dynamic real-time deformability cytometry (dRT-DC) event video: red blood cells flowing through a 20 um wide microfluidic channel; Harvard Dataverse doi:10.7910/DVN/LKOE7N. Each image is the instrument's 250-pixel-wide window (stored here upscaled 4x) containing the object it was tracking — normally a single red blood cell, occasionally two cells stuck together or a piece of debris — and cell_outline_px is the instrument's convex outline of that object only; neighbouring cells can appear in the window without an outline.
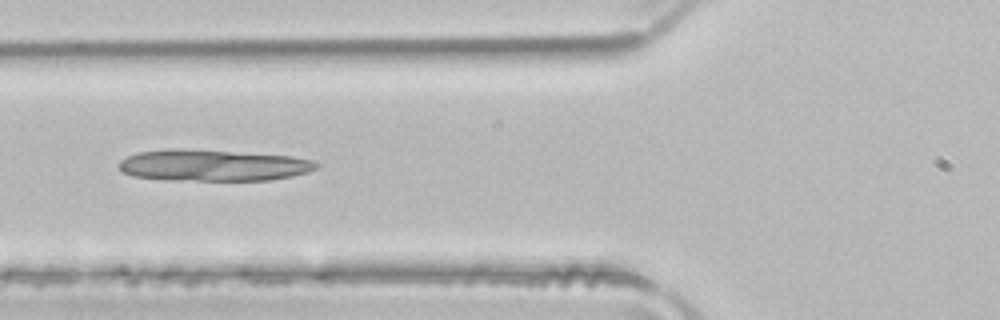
{"species": "common noctule bat (a hibernating species)", "species_latin": "Nyctalus noctula", "temperature_condition": "room temperature", "stored_images_in_passage": 35, "camera_frame_rate_fps": 3000, "um_per_image_px": 0.085, "animal": {"sex": "male", "body_mass_g": 21.5, "forearm_length_mm": 52.0}, "frame": {"image": 1, "passage_image": 4, "time_ms": 1.0, "image_size_px": [1000, 320], "cell_outline_px": [[320, 164], [316, 168], [308, 172], [292, 176], [268, 180], [164, 180], [132, 176], [124, 172], [120, 168], [120, 160], [136, 152], [168, 148], [292, 156], [312, 160]], "centroid_in_image_um": [18.08, 14.06], "position_along_channel_um": 107.7, "area_um2": 35.89}}
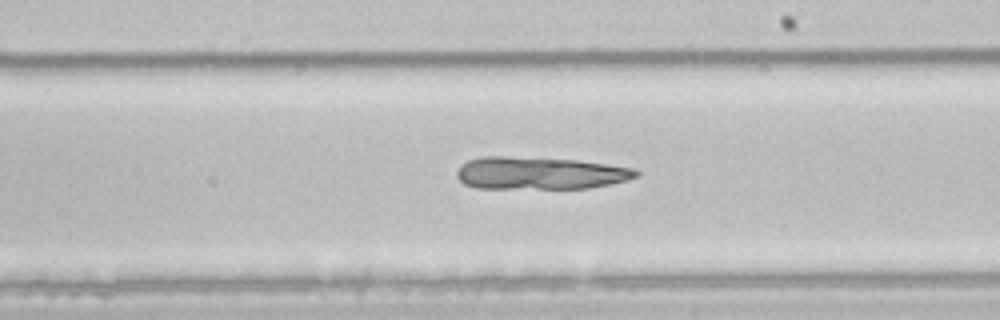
{"frame": {"image": 2, "passage_image": 14, "time_ms": 4.333, "image_size_px": [1000, 320], "cell_outline_px": [[640, 176], [628, 180], [588, 188], [476, 188], [464, 184], [456, 176], [456, 172], [460, 164], [468, 160], [484, 156], [504, 156], [576, 160], [636, 168], [640, 172]], "centroid_in_image_um": [45.88, 14.71], "position_along_channel_um": 243.1, "area_um2": 34.04}}
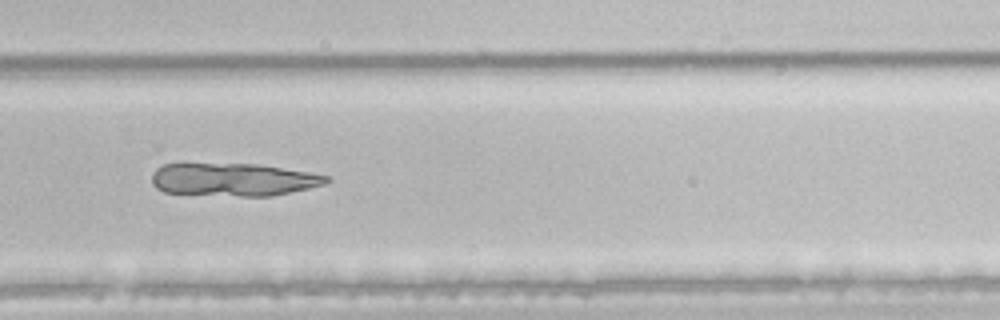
{"frame": {"image": 3, "passage_image": 19, "time_ms": 6.0, "image_size_px": [1000, 320], "cell_outline_px": [[332, 180], [324, 184], [308, 188], [272, 196], [240, 196], [164, 192], [156, 188], [152, 184], [152, 172], [156, 168], [164, 164], [180, 160], [184, 160], [256, 164], [308, 172], [328, 176]], "centroid_in_image_um": [19.7, 15.21], "position_along_channel_um": 310.1, "area_um2": 34.62}}